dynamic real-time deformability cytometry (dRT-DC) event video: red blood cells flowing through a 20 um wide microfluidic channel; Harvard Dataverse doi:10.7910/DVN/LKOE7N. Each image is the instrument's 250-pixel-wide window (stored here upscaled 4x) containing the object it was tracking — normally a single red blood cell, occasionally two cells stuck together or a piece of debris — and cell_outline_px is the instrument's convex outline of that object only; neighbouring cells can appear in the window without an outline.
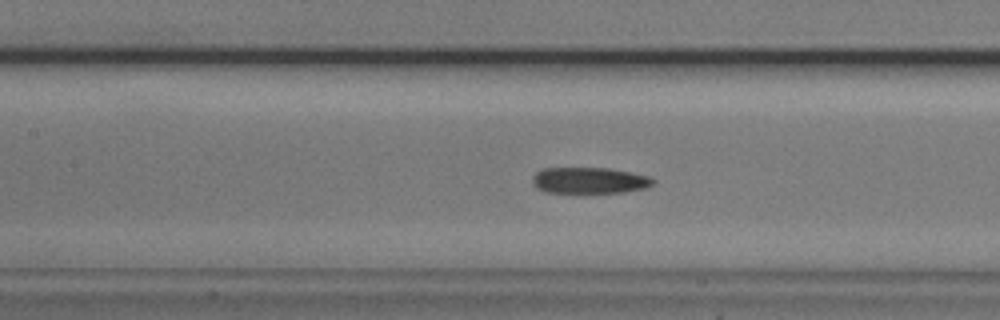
{"species": "common noctule bat (a hibernating species)", "species_latin": "Nyctalus noctula", "temperature_condition": "cold", "stored_images_in_passage": 47, "camera_frame_rate_fps": 3000, "um_per_image_px": 0.085, "animal": {"sex": "male", "body_mass_g": 20.5, "forearm_length_mm": 52.5}, "frame": {"image": 1, "passage_image": 18, "time_ms": 5.667, "image_size_px": [1000, 320], "cell_outline_px": [[656, 180], [652, 184], [644, 188], [624, 192], [544, 192], [536, 188], [532, 184], [532, 176], [536, 172], [544, 168], [608, 168], [632, 172], [648, 176]], "centroid_in_image_um": [50.07, 15.33], "position_along_channel_um": 157.3, "area_um2": 18.38}}
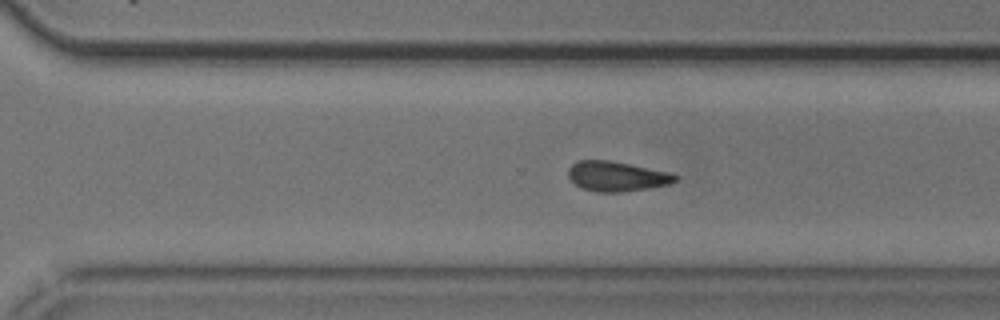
{"frame": {"image": 2, "passage_image": 31, "time_ms": 10.0, "image_size_px": [1000, 320], "cell_outline_px": [[680, 180], [668, 184], [648, 188], [620, 192], [596, 192], [580, 188], [568, 176], [568, 168], [572, 164], [580, 160], [612, 160], [672, 172], [680, 176]], "centroid_in_image_um": [52.47, 14.98], "position_along_channel_um": 318.1, "area_um2": 18.96}}
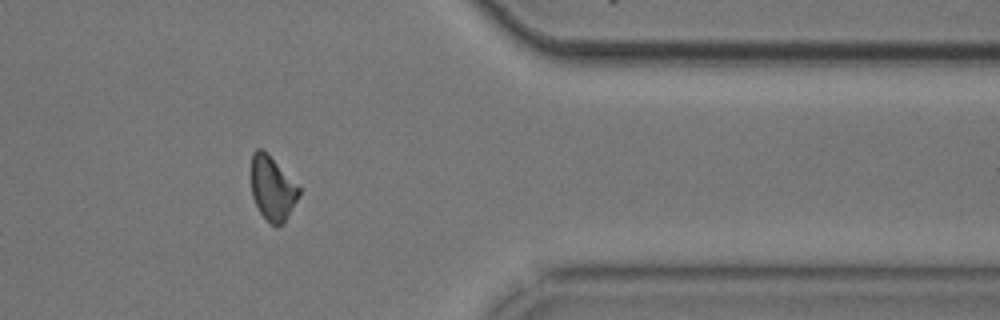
{"frame": {"image": 3, "passage_image": 38, "time_ms": 12.333, "image_size_px": [1000, 320], "cell_outline_px": [[300, 196], [284, 220], [276, 228], [260, 212], [252, 196], [252, 152], [256, 148], [264, 148], [300, 184]], "centroid_in_image_um": [23.19, 15.92], "position_along_channel_um": 388.2, "area_um2": 18.15}}